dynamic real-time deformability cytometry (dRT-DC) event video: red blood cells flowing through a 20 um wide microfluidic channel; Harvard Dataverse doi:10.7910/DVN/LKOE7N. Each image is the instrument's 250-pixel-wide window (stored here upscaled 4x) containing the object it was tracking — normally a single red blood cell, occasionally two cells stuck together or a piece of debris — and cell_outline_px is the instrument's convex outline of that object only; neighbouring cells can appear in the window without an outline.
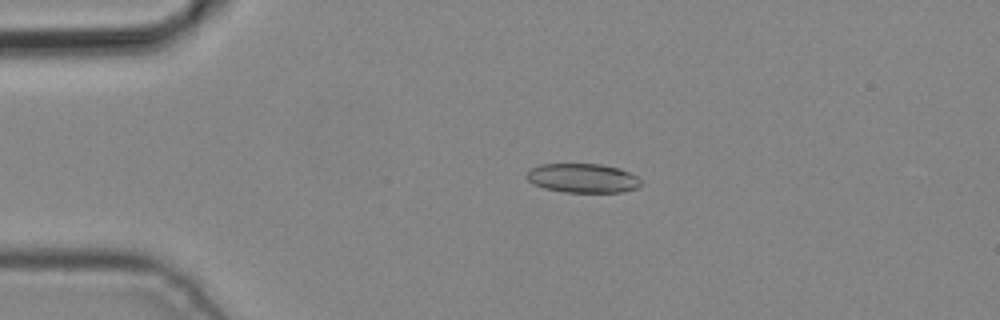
{"species": "common noctule bat (a hibernating species)", "species_latin": "Nyctalus noctula", "temperature_condition": "cold", "stored_images_in_passage": 3, "camera_frame_rate_fps": 3000, "um_per_image_px": 0.085, "animal": {"sex": "male", "body_mass_g": 19.2, "forearm_length_mm": 51.8}, "frame": {"image": 1, "passage_image": 2, "time_ms": 0.333, "image_size_px": [1000, 320], "cell_outline_px": [[640, 184], [636, 188], [620, 192], [564, 192], [544, 188], [532, 184], [524, 176], [528, 168], [540, 164], [600, 164], [620, 168], [636, 176], [640, 180]], "centroid_in_image_um": [49.45, 15.13], "position_along_channel_um": 35.6, "area_um2": 19.54}}